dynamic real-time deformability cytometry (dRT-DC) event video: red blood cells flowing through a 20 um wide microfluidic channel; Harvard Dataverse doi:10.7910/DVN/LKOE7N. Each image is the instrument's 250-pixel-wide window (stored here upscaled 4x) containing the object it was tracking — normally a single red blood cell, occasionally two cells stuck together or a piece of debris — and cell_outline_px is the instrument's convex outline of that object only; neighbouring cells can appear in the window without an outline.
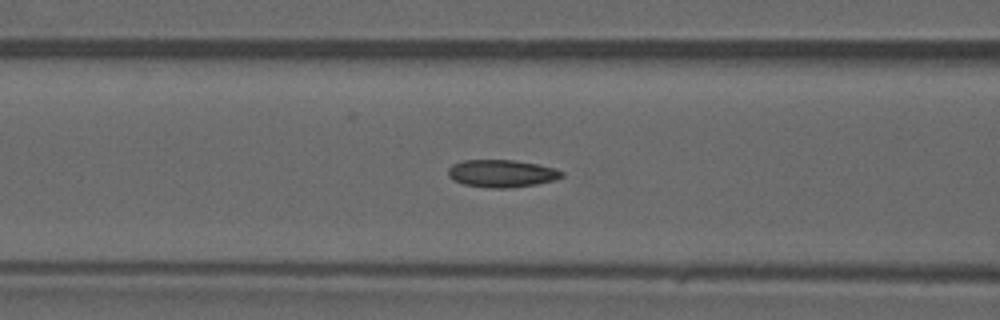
{"species": "common noctule bat (a hibernating species)", "species_latin": "Nyctalus noctula", "temperature_condition": "warm", "stored_images_in_passage": 33, "camera_frame_rate_fps": 3000, "um_per_image_px": 0.085, "animal": {"sex": "male", "forearm_length_mm": 52.5}, "frame": {"image": 1, "passage_image": 6, "time_ms": 1.667, "image_size_px": [1000, 320], "cell_outline_px": [[564, 176], [552, 180], [536, 184], [508, 188], [488, 188], [464, 184], [452, 180], [448, 176], [448, 168], [452, 164], [464, 160], [512, 160], [536, 164], [556, 168], [564, 172]], "centroid_in_image_um": [42.62, 14.74], "position_along_channel_um": 124.0, "area_um2": 18.21}}